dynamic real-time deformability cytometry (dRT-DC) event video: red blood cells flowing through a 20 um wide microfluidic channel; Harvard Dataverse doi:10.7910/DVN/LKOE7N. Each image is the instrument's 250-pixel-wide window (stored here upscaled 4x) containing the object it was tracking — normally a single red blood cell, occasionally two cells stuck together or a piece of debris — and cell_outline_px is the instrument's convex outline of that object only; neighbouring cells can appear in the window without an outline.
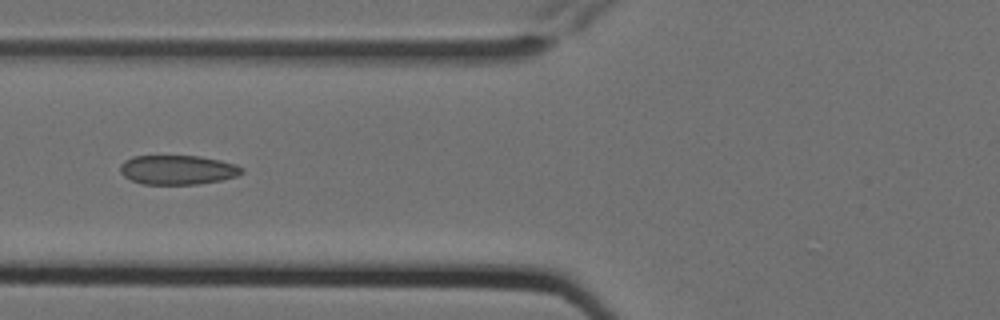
{"species": "Egyptian fruit bat (a non-hibernating species)", "species_latin": "Rousettus aegyptiacus", "temperature_condition": "cold", "stored_images_in_passage": 9, "camera_frame_rate_fps": 3000, "um_per_image_px": 0.085, "animal": {"sex": "female"}, "frame": {"image": 1, "passage_image": 7, "time_ms": 2.0, "image_size_px": [1000, 320], "cell_outline_px": [[244, 172], [236, 176], [220, 180], [196, 184], [144, 184], [132, 180], [124, 176], [120, 172], [120, 164], [124, 160], [132, 156], [200, 156], [220, 160], [236, 164], [244, 168]], "centroid_in_image_um": [15.1, 14.43], "position_along_channel_um": 110.7, "area_um2": 20.81}}
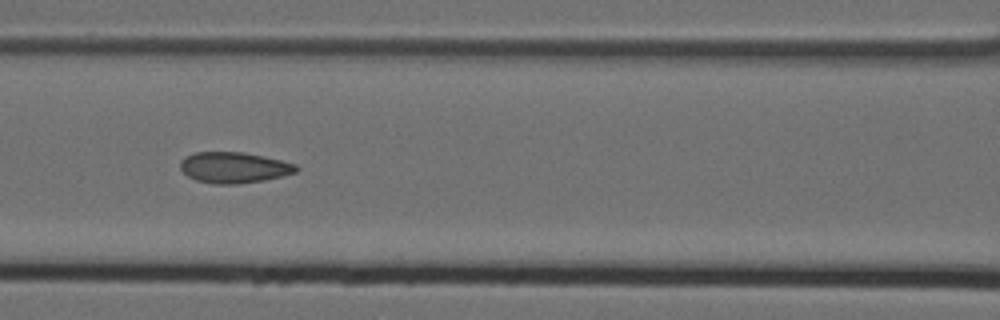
{"frame": {"image": 2, "passage_image": 8, "time_ms": 2.333, "image_size_px": [1000, 320], "cell_outline_px": [[300, 168], [296, 172], [284, 176], [264, 180], [236, 184], [212, 184], [196, 180], [188, 176], [180, 168], [180, 160], [184, 156], [196, 152], [244, 152], [264, 156], [296, 164]], "centroid_in_image_um": [19.89, 14.24], "position_along_channel_um": 146.7, "area_um2": 21.04}}
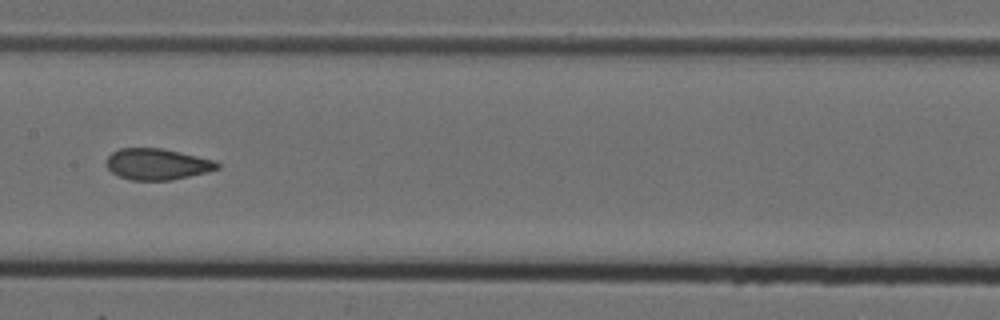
{"frame": {"image": 3, "passage_image": 9, "time_ms": 2.667, "image_size_px": [1000, 320], "cell_outline_px": [[220, 168], [208, 172], [172, 180], [132, 180], [120, 176], [112, 172], [108, 168], [104, 160], [112, 152], [120, 148], [164, 148], [216, 160], [220, 164]], "centroid_in_image_um": [13.39, 13.94], "position_along_channel_um": 194.0, "area_um2": 20.4}}